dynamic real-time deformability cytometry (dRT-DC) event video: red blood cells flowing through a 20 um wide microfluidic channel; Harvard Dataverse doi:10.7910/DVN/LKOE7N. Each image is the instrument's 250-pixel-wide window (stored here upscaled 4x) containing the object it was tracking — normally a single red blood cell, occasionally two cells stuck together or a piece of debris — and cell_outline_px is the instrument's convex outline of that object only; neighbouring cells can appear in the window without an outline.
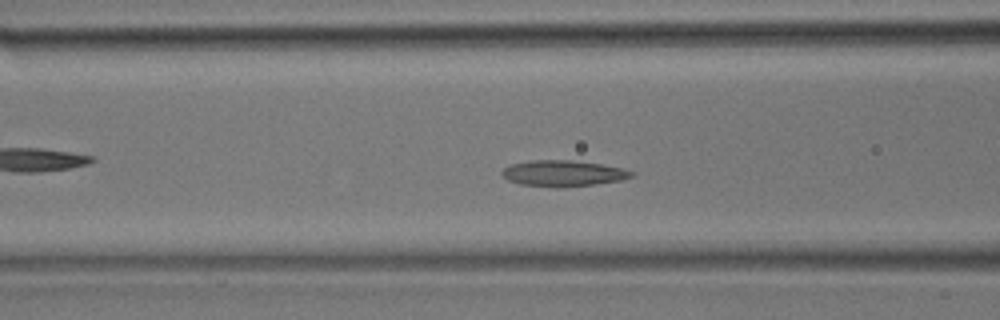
{"species": "common noctule bat (a hibernating species)", "species_latin": "Nyctalus noctula", "temperature_condition": "room temperature", "stored_images_in_passage": 35, "camera_frame_rate_fps": 3000, "um_per_image_px": 0.085, "animal": {"sex": "male", "body_mass_g": 17.9}, "frame": {"image": 1, "passage_image": 11, "time_ms": 3.333, "image_size_px": [1000, 320], "cell_outline_px": [[636, 172], [632, 176], [620, 180], [592, 184], [560, 188], [556, 188], [520, 184], [508, 180], [500, 172], [504, 168], [512, 164], [532, 160], [572, 160], [600, 164], [624, 168]], "centroid_in_image_um": [47.86, 14.73], "position_along_channel_um": 118.7, "area_um2": 19.59}}
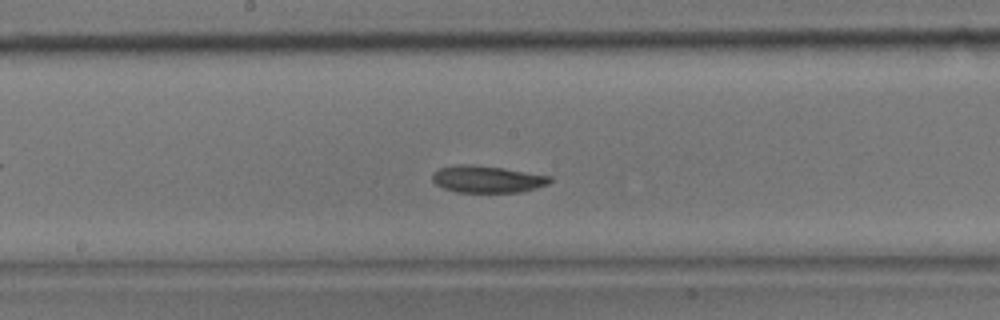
{"frame": {"image": 2, "passage_image": 16, "time_ms": 5.0, "image_size_px": [1000, 320], "cell_outline_px": [[552, 180], [548, 184], [536, 188], [520, 192], [456, 192], [444, 188], [436, 184], [432, 180], [432, 172], [440, 168], [456, 164], [472, 164], [500, 168], [552, 176]], "centroid_in_image_um": [41.39, 15.23], "position_along_channel_um": 206.8, "area_um2": 18.44}}